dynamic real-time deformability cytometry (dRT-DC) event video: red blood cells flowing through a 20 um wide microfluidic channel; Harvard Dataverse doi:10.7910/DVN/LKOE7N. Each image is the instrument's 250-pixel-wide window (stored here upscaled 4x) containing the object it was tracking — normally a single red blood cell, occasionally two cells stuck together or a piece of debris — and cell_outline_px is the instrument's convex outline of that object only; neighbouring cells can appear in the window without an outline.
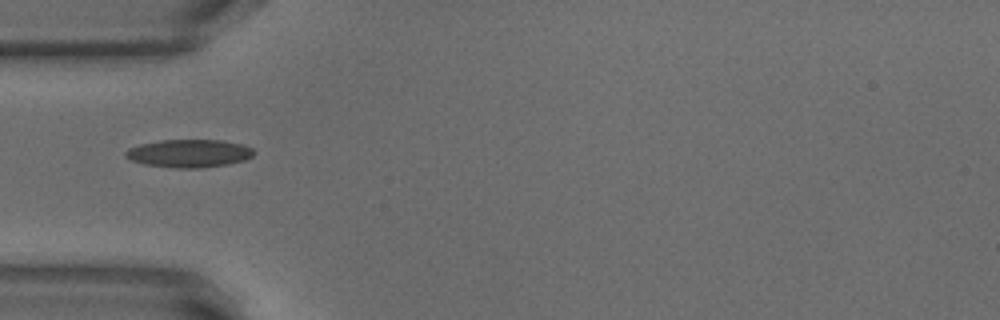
{"species": "common noctule bat (a hibernating species)", "species_latin": "Nyctalus noctula", "temperature_condition": "warm", "stored_images_in_passage": 37, "camera_frame_rate_fps": 3000, "um_per_image_px": 0.085, "animal": {"sex": "male", "body_mass_g": 18.8}, "frame": {"image": 1, "passage_image": 1, "time_ms": 0.0, "image_size_px": [1000, 320], "cell_outline_px": [[256, 152], [252, 156], [244, 160], [228, 164], [200, 168], [176, 168], [144, 164], [132, 160], [124, 156], [124, 152], [128, 148], [140, 144], [160, 140], [224, 140], [240, 144], [252, 148]], "centroid_in_image_um": [16.06, 13.03], "position_along_channel_um": 68.9, "area_um2": 20.92}}
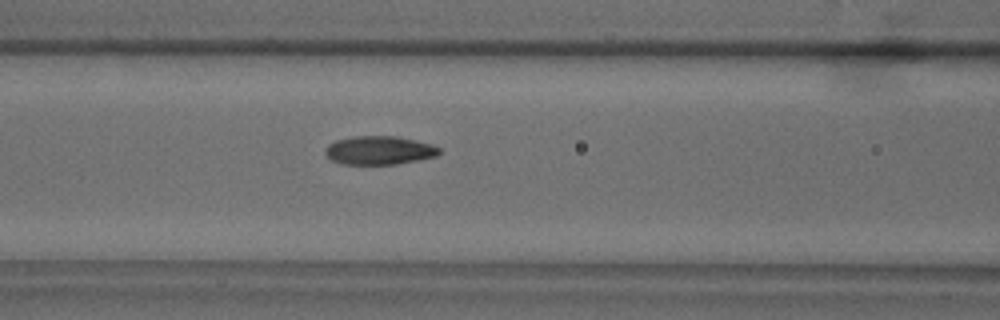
{"frame": {"image": 2, "passage_image": 6, "time_ms": 1.667, "image_size_px": [1000, 320], "cell_outline_px": [[440, 152], [436, 156], [396, 164], [340, 164], [332, 160], [324, 152], [324, 148], [328, 144], [336, 140], [356, 136], [396, 136], [432, 144], [440, 148]], "centroid_in_image_um": [32.21, 12.77], "position_along_channel_um": 134.4, "area_um2": 18.9}, "authors_computed_cell_mechanics": {"area_um2": 18.9006, "velocity_mm_per_s": 3.8462, "shape_relaxation_time_tau1_ms": 4.4939, "shape_relaxation_time_tau2_ms": 1.8349, "deformation_change_tau1": 0.1506, "deformation_change_tau2": 0.079}}